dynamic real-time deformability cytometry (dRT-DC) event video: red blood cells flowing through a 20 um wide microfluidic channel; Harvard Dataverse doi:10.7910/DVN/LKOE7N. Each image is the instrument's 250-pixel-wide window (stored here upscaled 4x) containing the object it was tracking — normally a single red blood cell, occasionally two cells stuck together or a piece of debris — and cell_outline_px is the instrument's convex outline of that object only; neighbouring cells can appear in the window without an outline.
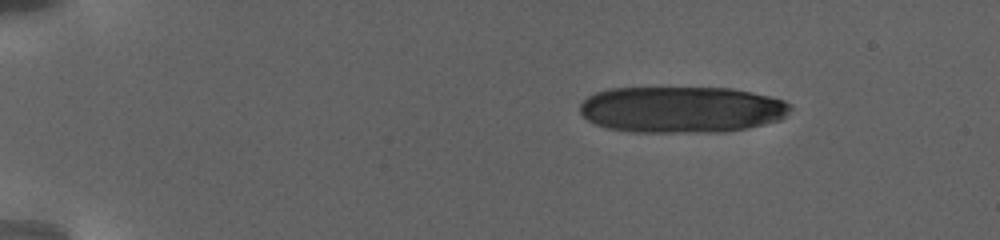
{"species": "human", "species_latin": "Homo sapiens", "temperature_condition": "warm", "stored_images_in_passage": 49, "camera_frame_rate_fps": 3000, "um_per_image_px": 0.085, "donor": {"sex": "female"}, "frame": {"image": 1, "passage_image": 1, "time_ms": 0.0, "image_size_px": [1000, 240], "cell_outline_px": [[788, 108], [784, 116], [780, 120], [748, 128], [724, 132], [632, 132], [608, 128], [596, 124], [588, 120], [580, 112], [580, 104], [588, 96], [596, 92], [612, 88], [728, 88], [768, 96], [784, 100], [788, 104]], "centroid_in_image_um": [57.89, 9.32], "position_along_channel_um": 27.1, "area_um2": 56.59}}